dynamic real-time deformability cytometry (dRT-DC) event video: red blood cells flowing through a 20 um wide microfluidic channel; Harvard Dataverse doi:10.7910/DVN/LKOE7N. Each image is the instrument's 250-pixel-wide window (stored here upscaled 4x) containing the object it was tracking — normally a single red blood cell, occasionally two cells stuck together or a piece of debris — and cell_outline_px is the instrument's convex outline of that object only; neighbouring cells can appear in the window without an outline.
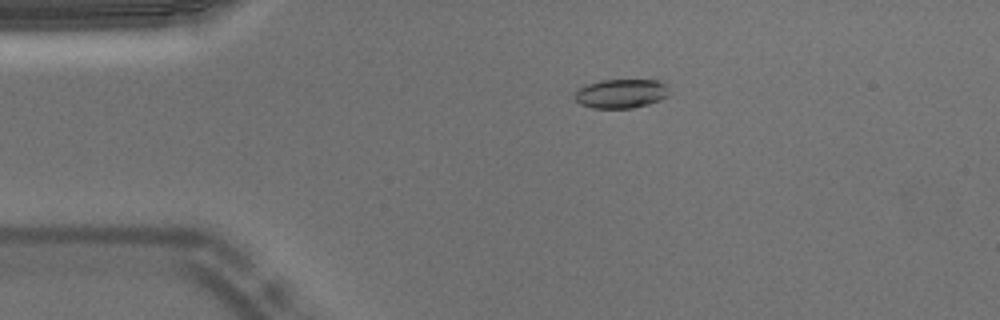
{"species": "Egyptian fruit bat (a non-hibernating species)", "species_latin": "Rousettus aegyptiacus", "temperature_condition": "warm", "stored_images_in_passage": 46, "camera_frame_rate_fps": 3000, "um_per_image_px": 0.085, "animal": {"sex": "male"}, "frame": {"image": 1, "passage_image": 3, "time_ms": 0.667, "image_size_px": [1000, 320], "cell_outline_px": [[668, 96], [660, 100], [648, 104], [632, 108], [592, 108], [580, 104], [572, 96], [580, 88], [588, 84], [600, 80], [656, 80], [668, 84]], "centroid_in_image_um": [52.8, 7.95], "position_along_channel_um": 32.2, "area_um2": 16.07}}
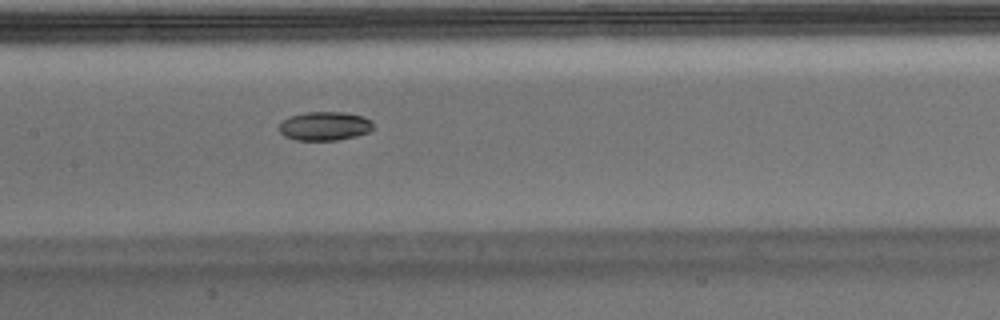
{"frame": {"image": 2, "passage_image": 18, "time_ms": 5.667, "image_size_px": [1000, 320], "cell_outline_px": [[376, 128], [372, 132], [356, 136], [336, 140], [296, 140], [284, 136], [276, 128], [280, 120], [288, 116], [304, 112], [344, 112], [364, 116], [372, 120]], "centroid_in_image_um": [27.6, 10.71], "position_along_channel_um": 179.8, "area_um2": 16.42}}
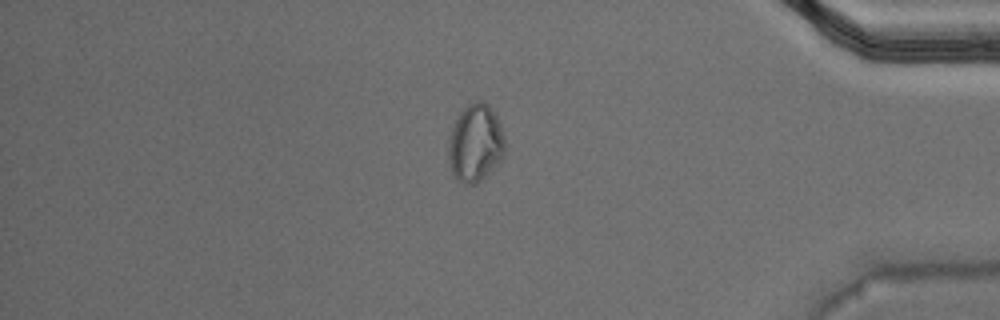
{"frame": {"image": 3, "passage_image": 38, "time_ms": 12.333, "image_size_px": [1000, 320], "cell_outline_px": [[508, 144], [504, 156], [476, 184], [468, 184], [456, 180], [452, 172], [448, 160], [448, 144], [452, 128], [460, 108], [476, 100], [484, 100], [492, 108], [500, 120]], "centroid_in_image_um": [40.44, 12.1], "position_along_channel_um": 394.8, "area_um2": 26.24}, "authors_computed_cell_mechanics": {"area_um2": 16.8487, "velocity_mm_per_s": 3.7145, "shape_relaxation_time_tau1_ms": null, "shape_relaxation_time_tau2_ms": 3.1907, "deformation_change_tau1": null, "deformation_change_tau2": 0.0321}}